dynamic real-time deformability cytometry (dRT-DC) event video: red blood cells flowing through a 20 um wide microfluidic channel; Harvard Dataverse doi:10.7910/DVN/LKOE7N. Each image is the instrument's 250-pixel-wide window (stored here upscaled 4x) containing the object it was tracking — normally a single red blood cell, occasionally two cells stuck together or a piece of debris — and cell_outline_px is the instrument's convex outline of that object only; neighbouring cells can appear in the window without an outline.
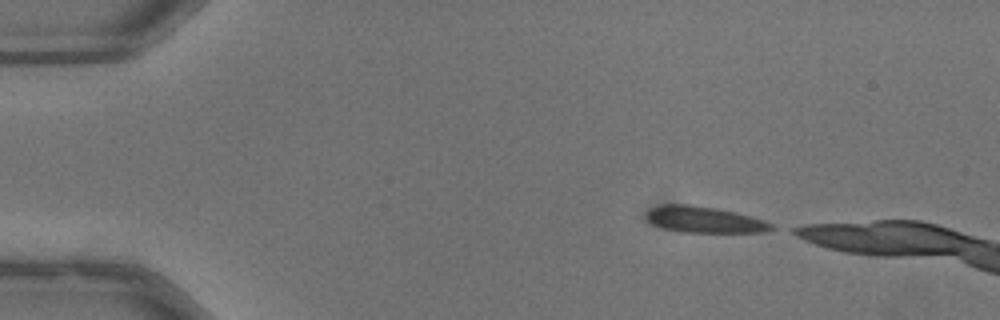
{"species": "common noctule bat (a hibernating species)", "species_latin": "Nyctalus noctula", "temperature_condition": "warm", "stored_images_in_passage": 8, "camera_frame_rate_fps": 3000, "um_per_image_px": 0.085, "animal": {"sex": "male", "body_mass_g": 13.3}, "frame": {"image": 1, "passage_image": 1, "time_ms": 0.0, "image_size_px": [1000, 320], "cell_outline_px": [[776, 228], [768, 232], [684, 232], [664, 228], [648, 220], [648, 212], [652, 208], [660, 204], [684, 204], [716, 208], [736, 212], [764, 220], [772, 224]], "centroid_in_image_um": [59.94, 18.67], "position_along_channel_um": 25.1, "area_um2": 18.84}}